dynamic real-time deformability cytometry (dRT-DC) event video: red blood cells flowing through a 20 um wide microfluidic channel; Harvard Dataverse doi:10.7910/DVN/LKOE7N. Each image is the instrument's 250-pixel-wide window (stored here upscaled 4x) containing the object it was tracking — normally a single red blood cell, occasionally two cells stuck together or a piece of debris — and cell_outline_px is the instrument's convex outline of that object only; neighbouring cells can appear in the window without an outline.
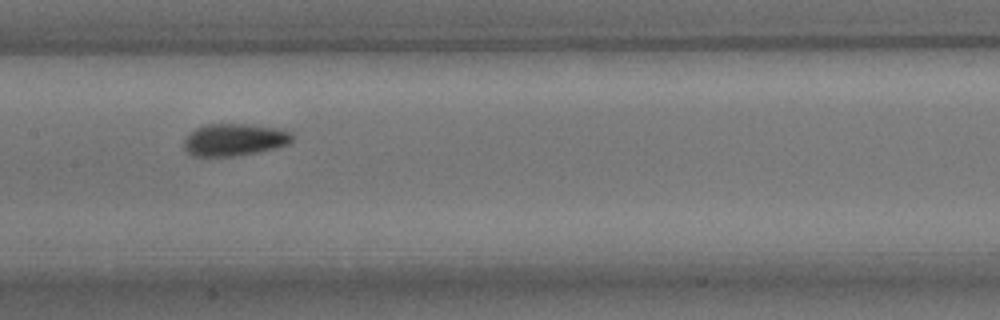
{"species": "common noctule bat (a hibernating species)", "species_latin": "Nyctalus noctula", "temperature_condition": "room temperature", "stored_images_in_passage": 9, "camera_frame_rate_fps": 3000, "um_per_image_px": 0.085, "animal": {"sex": "male", "body_mass_g": 15.6}, "frame": {"image": 1, "passage_image": 7, "time_ms": 2.0, "image_size_px": [1000, 320], "cell_outline_px": [[292, 140], [288, 144], [256, 152], [236, 156], [192, 156], [184, 148], [184, 140], [196, 128], [204, 124], [244, 124], [276, 128], [292, 132]], "centroid_in_image_um": [19.9, 11.87], "position_along_channel_um": 187.5, "area_um2": 20.06}}
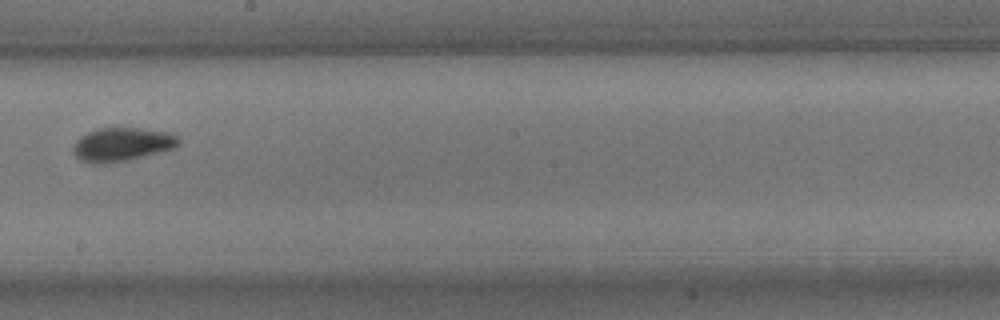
{"frame": {"image": 2, "passage_image": 8, "time_ms": 2.333, "image_size_px": [1000, 320], "cell_outline_px": [[180, 144], [176, 148], [124, 160], [92, 164], [80, 160], [76, 156], [72, 148], [76, 140], [80, 136], [96, 128], [140, 128], [168, 132], [180, 136]], "centroid_in_image_um": [10.38, 12.25], "position_along_channel_um": 237.8, "area_um2": 20.52}}
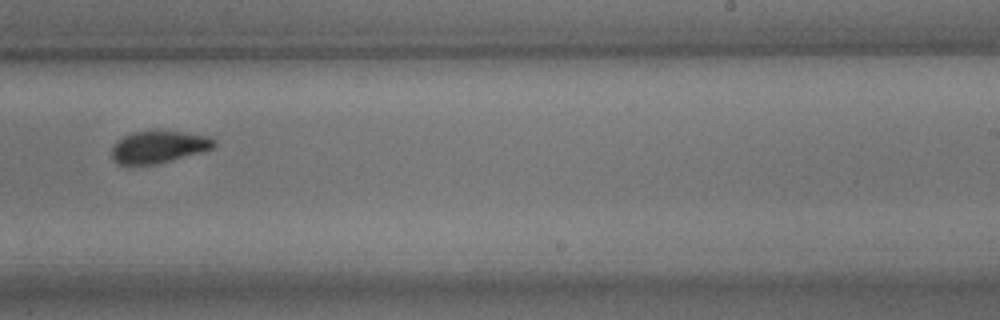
{"frame": {"image": 3, "passage_image": 9, "time_ms": 2.667, "image_size_px": [1000, 320], "cell_outline_px": [[216, 144], [212, 148], [204, 152], [156, 164], [120, 164], [112, 156], [112, 148], [124, 136], [132, 132], [180, 132], [208, 136], [216, 140]], "centroid_in_image_um": [13.55, 12.5], "position_along_channel_um": 275.5, "area_um2": 18.67}}